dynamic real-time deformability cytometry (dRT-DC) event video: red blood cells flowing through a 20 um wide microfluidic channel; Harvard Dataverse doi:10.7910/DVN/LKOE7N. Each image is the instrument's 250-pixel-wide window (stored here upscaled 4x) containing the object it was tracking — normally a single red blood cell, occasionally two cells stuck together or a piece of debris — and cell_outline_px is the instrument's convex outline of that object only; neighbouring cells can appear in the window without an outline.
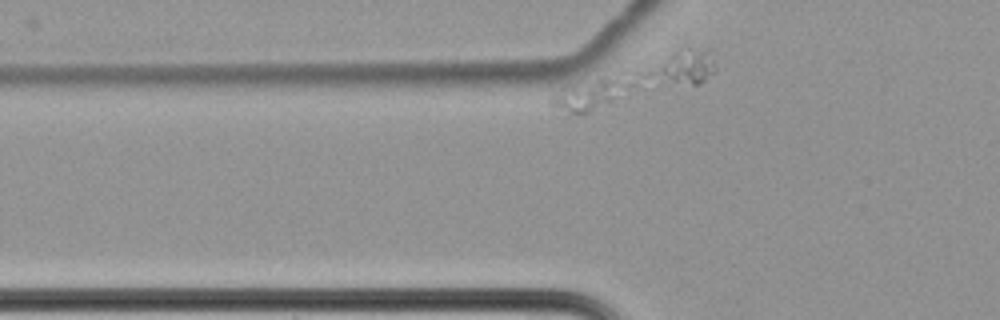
{"species": "common noctule bat (a hibernating species)", "species_latin": "Nyctalus noctula", "temperature_condition": "cold", "stored_images_in_passage": 4, "camera_frame_rate_fps": 3000, "um_per_image_px": 0.085, "animal": {"sex": "female", "body_mass_g": 22.7, "forearm_length_mm": 54.2}, "frame": {"image": 1, "passage_image": 2, "time_ms": 0.333, "image_size_px": [1000, 320], "cell_outline_px": [[636, 84], [612, 100], [580, 116], [568, 112], [548, 104], [548, 100], [552, 96], [600, 76], [604, 76]], "centroid_in_image_um": [50.11, 8.08], "position_along_channel_um": 75.7, "area_um2": 13.06}}